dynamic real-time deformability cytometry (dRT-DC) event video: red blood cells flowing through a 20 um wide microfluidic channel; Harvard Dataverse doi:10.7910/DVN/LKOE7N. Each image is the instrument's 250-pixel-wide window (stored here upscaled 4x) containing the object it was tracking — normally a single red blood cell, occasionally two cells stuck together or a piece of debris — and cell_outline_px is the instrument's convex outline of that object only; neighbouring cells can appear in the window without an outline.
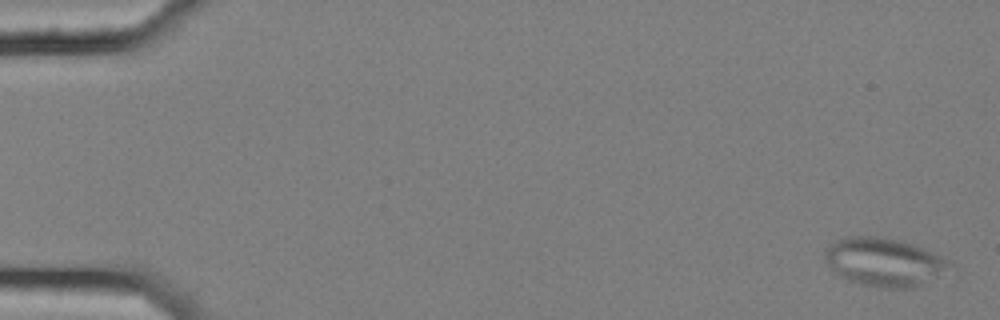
{"species": "common noctule bat (a hibernating species)", "species_latin": "Nyctalus noctula", "temperature_condition": "cold", "stored_images_in_passage": 5, "camera_frame_rate_fps": 3000, "um_per_image_px": 0.085, "animal": {"sex": "female", "body_mass_g": 25.1}, "frame": {"image": 1, "passage_image": 1, "time_ms": 0.0, "image_size_px": [1000, 320], "cell_outline_px": [[956, 280], [912, 288], [876, 288], [860, 284], [848, 280], [832, 272], [824, 256], [824, 248], [836, 240], [848, 236], [880, 236], [912, 244], [924, 248], [948, 260], [956, 268]], "centroid_in_image_um": [75.39, 22.35], "position_along_channel_um": 9.6, "area_um2": 37.4}}
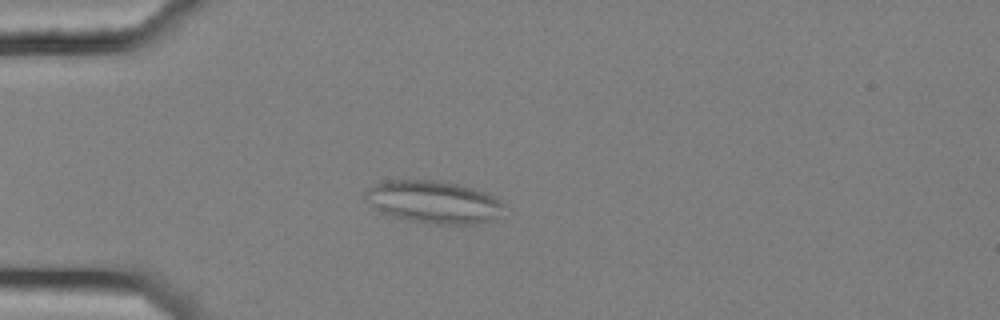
{"frame": {"image": 2, "passage_image": 5, "time_ms": 1.333, "image_size_px": [1000, 320], "cell_outline_px": [[504, 216], [496, 220], [480, 224], [436, 224], [404, 220], [380, 212], [364, 200], [364, 192], [368, 188], [384, 180], [440, 180], [476, 188], [488, 192], [496, 196], [504, 204]], "centroid_in_image_um": [36.93, 17.18], "position_along_channel_um": 48.1, "area_um2": 35.37}}